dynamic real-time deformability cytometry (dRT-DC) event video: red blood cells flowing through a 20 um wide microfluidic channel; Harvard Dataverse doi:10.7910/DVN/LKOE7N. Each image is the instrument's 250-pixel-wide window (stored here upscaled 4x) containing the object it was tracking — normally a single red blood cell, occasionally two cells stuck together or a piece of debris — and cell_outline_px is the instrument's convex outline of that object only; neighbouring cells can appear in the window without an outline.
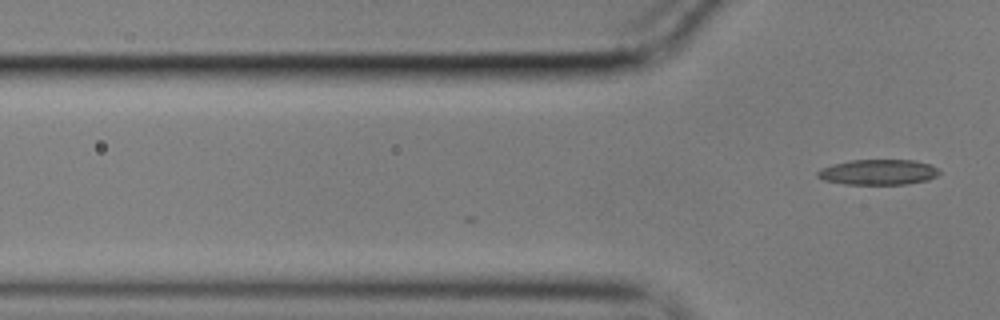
{"species": "common noctule bat (a hibernating species)", "species_latin": "Nyctalus noctula", "temperature_condition": "cold", "stored_images_in_passage": 4, "camera_frame_rate_fps": 3000, "um_per_image_px": 0.085, "animal": {"sex": "male", "body_mass_g": 17.9}, "frame": {"image": 1, "passage_image": 4, "time_ms": 1.0, "image_size_px": [1000, 320], "cell_outline_px": [[940, 172], [936, 176], [928, 180], [904, 184], [844, 184], [824, 180], [816, 176], [816, 172], [820, 168], [832, 164], [852, 160], [912, 160], [928, 164], [936, 168]], "centroid_in_image_um": [74.6, 14.63], "position_along_channel_um": 51.2, "area_um2": 17.92}}